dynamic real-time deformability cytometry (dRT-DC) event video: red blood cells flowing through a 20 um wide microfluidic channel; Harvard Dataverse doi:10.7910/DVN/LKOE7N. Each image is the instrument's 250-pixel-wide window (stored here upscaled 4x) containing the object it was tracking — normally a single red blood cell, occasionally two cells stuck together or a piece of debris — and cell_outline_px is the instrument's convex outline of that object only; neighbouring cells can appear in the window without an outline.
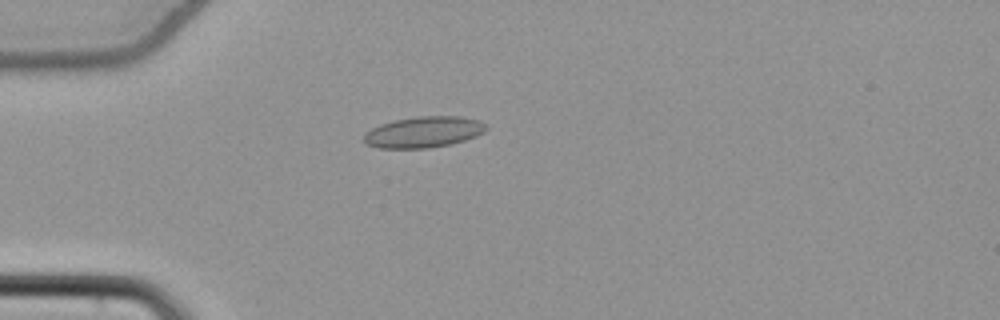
{"species": "common noctule bat (a hibernating species)", "species_latin": "Nyctalus noctula", "temperature_condition": "cold", "stored_images_in_passage": 54, "camera_frame_rate_fps": 3000, "um_per_image_px": 0.085, "animal": {"sex": "female", "body_mass_g": 22.7, "forearm_length_mm": 54.2}, "frame": {"image": 1, "passage_image": 16, "time_ms": 5.0, "image_size_px": [1000, 320], "cell_outline_px": [[488, 128], [484, 132], [476, 136], [452, 144], [428, 148], [376, 148], [364, 144], [364, 132], [380, 124], [392, 120], [420, 116], [460, 116], [480, 120], [488, 124]], "centroid_in_image_um": [36.01, 11.22], "position_along_channel_um": 49.0, "area_um2": 22.48}}
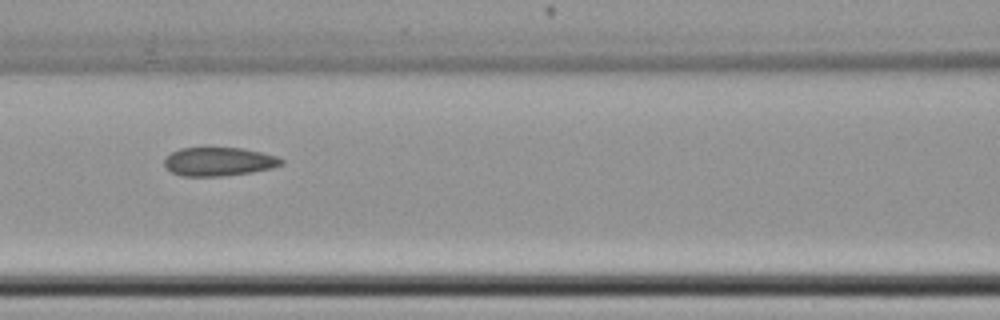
{"frame": {"image": 2, "passage_image": 25, "time_ms": 8.0, "image_size_px": [1000, 320], "cell_outline_px": [[284, 164], [272, 168], [252, 172], [220, 176], [180, 176], [172, 172], [164, 164], [164, 160], [172, 152], [180, 148], [240, 148], [260, 152], [276, 156], [284, 160]], "centroid_in_image_um": [18.61, 13.74], "position_along_channel_um": 148.0, "area_um2": 19.36}}
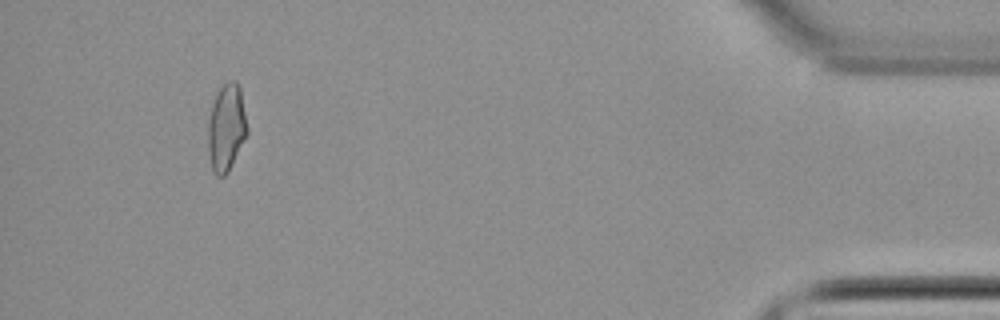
{"frame": {"image": 3, "passage_image": 51, "time_ms": 16.667, "image_size_px": [1000, 320], "cell_outline_px": [[248, 132], [228, 172], [224, 176], [216, 176], [212, 168], [208, 152], [208, 120], [212, 104], [216, 92], [228, 80], [236, 80], [240, 84], [248, 128]], "centroid_in_image_um": [19.24, 10.8], "position_along_channel_um": 416.0, "area_um2": 20.11}, "authors_computed_cell_mechanics": {"area_um2": 20.2878, "velocity_mm_per_s": 3.8649, "shape_relaxation_time_tau1_ms": null, "shape_relaxation_time_tau2_ms": 2.9333, "deformation_change_tau1": null, "deformation_change_tau2": 0.0849}}